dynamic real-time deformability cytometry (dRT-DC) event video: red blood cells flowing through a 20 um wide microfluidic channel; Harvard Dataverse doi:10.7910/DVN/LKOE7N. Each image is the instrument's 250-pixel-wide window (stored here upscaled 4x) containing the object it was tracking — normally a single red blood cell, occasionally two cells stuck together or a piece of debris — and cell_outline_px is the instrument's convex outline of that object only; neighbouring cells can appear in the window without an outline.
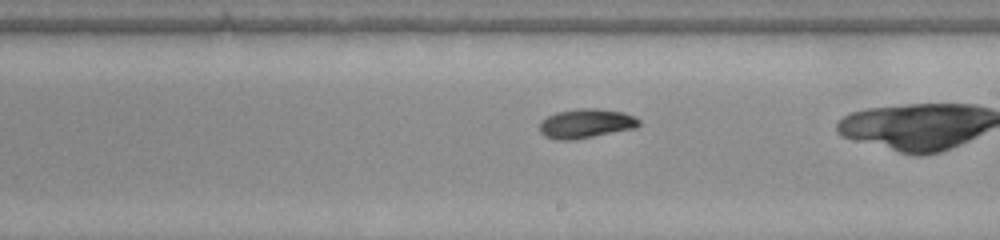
{"species": "common noctule bat (a hibernating species)", "species_latin": "Nyctalus noctula", "temperature_condition": "warm", "stored_images_in_passage": 35, "camera_frame_rate_fps": 3000, "um_per_image_px": 0.085, "animal": {"sex": "female", "body_mass_g": 22.0, "forearm_length_mm": 56.7}, "frame": {"image": 1, "passage_image": 26, "time_ms": 8.333, "image_size_px": [1000, 240], "cell_outline_px": [[640, 124], [636, 128], [572, 140], [556, 140], [544, 136], [540, 132], [540, 120], [556, 112], [580, 108], [596, 108], [624, 112], [640, 120]], "centroid_in_image_um": [49.78, 10.49], "position_along_channel_um": 239.2, "area_um2": 16.99}}